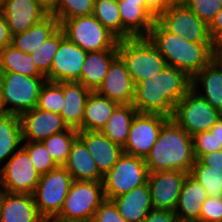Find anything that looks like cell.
Returning a JSON list of instances; mask_svg holds the SVG:
<instances>
[{
  "label": "cell",
  "instance_id": "cb8c5ba5",
  "mask_svg": "<svg viewBox=\"0 0 222 222\" xmlns=\"http://www.w3.org/2000/svg\"><path fill=\"white\" fill-rule=\"evenodd\" d=\"M62 90L65 107L60 116L69 128L78 130L82 126L86 101L92 91L78 81H63Z\"/></svg>",
  "mask_w": 222,
  "mask_h": 222
},
{
  "label": "cell",
  "instance_id": "ab89813d",
  "mask_svg": "<svg viewBox=\"0 0 222 222\" xmlns=\"http://www.w3.org/2000/svg\"><path fill=\"white\" fill-rule=\"evenodd\" d=\"M184 4L207 26L222 9V0H186Z\"/></svg>",
  "mask_w": 222,
  "mask_h": 222
},
{
  "label": "cell",
  "instance_id": "d590c367",
  "mask_svg": "<svg viewBox=\"0 0 222 222\" xmlns=\"http://www.w3.org/2000/svg\"><path fill=\"white\" fill-rule=\"evenodd\" d=\"M189 175L205 188L208 196L222 197V171L212 169L195 159Z\"/></svg>",
  "mask_w": 222,
  "mask_h": 222
},
{
  "label": "cell",
  "instance_id": "f5cc1de1",
  "mask_svg": "<svg viewBox=\"0 0 222 222\" xmlns=\"http://www.w3.org/2000/svg\"><path fill=\"white\" fill-rule=\"evenodd\" d=\"M44 222H79V221H68V220H63L60 218L55 217H50L47 219H44Z\"/></svg>",
  "mask_w": 222,
  "mask_h": 222
},
{
  "label": "cell",
  "instance_id": "6f0895ef",
  "mask_svg": "<svg viewBox=\"0 0 222 222\" xmlns=\"http://www.w3.org/2000/svg\"><path fill=\"white\" fill-rule=\"evenodd\" d=\"M117 1L144 2V0H117Z\"/></svg>",
  "mask_w": 222,
  "mask_h": 222
},
{
  "label": "cell",
  "instance_id": "7402d4cb",
  "mask_svg": "<svg viewBox=\"0 0 222 222\" xmlns=\"http://www.w3.org/2000/svg\"><path fill=\"white\" fill-rule=\"evenodd\" d=\"M0 222H44L32 194L6 192L0 208Z\"/></svg>",
  "mask_w": 222,
  "mask_h": 222
},
{
  "label": "cell",
  "instance_id": "74e56055",
  "mask_svg": "<svg viewBox=\"0 0 222 222\" xmlns=\"http://www.w3.org/2000/svg\"><path fill=\"white\" fill-rule=\"evenodd\" d=\"M94 11V0H59L50 12L59 22L78 16H89Z\"/></svg>",
  "mask_w": 222,
  "mask_h": 222
},
{
  "label": "cell",
  "instance_id": "52a82bcc",
  "mask_svg": "<svg viewBox=\"0 0 222 222\" xmlns=\"http://www.w3.org/2000/svg\"><path fill=\"white\" fill-rule=\"evenodd\" d=\"M103 183L73 180L57 218L91 222L95 211L105 201Z\"/></svg>",
  "mask_w": 222,
  "mask_h": 222
},
{
  "label": "cell",
  "instance_id": "f1b7e54d",
  "mask_svg": "<svg viewBox=\"0 0 222 222\" xmlns=\"http://www.w3.org/2000/svg\"><path fill=\"white\" fill-rule=\"evenodd\" d=\"M58 28V20L49 13L27 31L12 36V45L24 53L31 54Z\"/></svg>",
  "mask_w": 222,
  "mask_h": 222
},
{
  "label": "cell",
  "instance_id": "5bb4252c",
  "mask_svg": "<svg viewBox=\"0 0 222 222\" xmlns=\"http://www.w3.org/2000/svg\"><path fill=\"white\" fill-rule=\"evenodd\" d=\"M187 175L180 170L149 172L147 183L152 197V209L175 211Z\"/></svg>",
  "mask_w": 222,
  "mask_h": 222
},
{
  "label": "cell",
  "instance_id": "836d02e7",
  "mask_svg": "<svg viewBox=\"0 0 222 222\" xmlns=\"http://www.w3.org/2000/svg\"><path fill=\"white\" fill-rule=\"evenodd\" d=\"M78 137V130H68L56 133L46 138L42 143L58 166H63L67 161L71 146Z\"/></svg>",
  "mask_w": 222,
  "mask_h": 222
},
{
  "label": "cell",
  "instance_id": "ac0fdd59",
  "mask_svg": "<svg viewBox=\"0 0 222 222\" xmlns=\"http://www.w3.org/2000/svg\"><path fill=\"white\" fill-rule=\"evenodd\" d=\"M96 92L118 104H132L135 84L125 63L118 56L110 65L108 72Z\"/></svg>",
  "mask_w": 222,
  "mask_h": 222
},
{
  "label": "cell",
  "instance_id": "9c48e42d",
  "mask_svg": "<svg viewBox=\"0 0 222 222\" xmlns=\"http://www.w3.org/2000/svg\"><path fill=\"white\" fill-rule=\"evenodd\" d=\"M72 182V176L63 166L40 176L32 195L38 213L44 219L60 213Z\"/></svg>",
  "mask_w": 222,
  "mask_h": 222
},
{
  "label": "cell",
  "instance_id": "681fc988",
  "mask_svg": "<svg viewBox=\"0 0 222 222\" xmlns=\"http://www.w3.org/2000/svg\"><path fill=\"white\" fill-rule=\"evenodd\" d=\"M222 30V9L217 13L214 20L208 26V31L211 39Z\"/></svg>",
  "mask_w": 222,
  "mask_h": 222
},
{
  "label": "cell",
  "instance_id": "9a60e30c",
  "mask_svg": "<svg viewBox=\"0 0 222 222\" xmlns=\"http://www.w3.org/2000/svg\"><path fill=\"white\" fill-rule=\"evenodd\" d=\"M86 55V51L65 37L54 56L50 72L45 76L46 80L51 82H80L81 69Z\"/></svg>",
  "mask_w": 222,
  "mask_h": 222
},
{
  "label": "cell",
  "instance_id": "30bf717a",
  "mask_svg": "<svg viewBox=\"0 0 222 222\" xmlns=\"http://www.w3.org/2000/svg\"><path fill=\"white\" fill-rule=\"evenodd\" d=\"M222 114L190 89L175 105L172 119L190 136L209 131Z\"/></svg>",
  "mask_w": 222,
  "mask_h": 222
},
{
  "label": "cell",
  "instance_id": "60d3db41",
  "mask_svg": "<svg viewBox=\"0 0 222 222\" xmlns=\"http://www.w3.org/2000/svg\"><path fill=\"white\" fill-rule=\"evenodd\" d=\"M192 139L195 159H199L204 154L222 150V148H217L215 134L210 131L199 132L192 136Z\"/></svg>",
  "mask_w": 222,
  "mask_h": 222
},
{
  "label": "cell",
  "instance_id": "8d00e7d4",
  "mask_svg": "<svg viewBox=\"0 0 222 222\" xmlns=\"http://www.w3.org/2000/svg\"><path fill=\"white\" fill-rule=\"evenodd\" d=\"M65 107L62 82L47 81L41 87L37 108L61 114Z\"/></svg>",
  "mask_w": 222,
  "mask_h": 222
},
{
  "label": "cell",
  "instance_id": "ba28073f",
  "mask_svg": "<svg viewBox=\"0 0 222 222\" xmlns=\"http://www.w3.org/2000/svg\"><path fill=\"white\" fill-rule=\"evenodd\" d=\"M148 174L145 159L123 153L112 169L103 176L105 198L112 200L146 184Z\"/></svg>",
  "mask_w": 222,
  "mask_h": 222
},
{
  "label": "cell",
  "instance_id": "ee69618b",
  "mask_svg": "<svg viewBox=\"0 0 222 222\" xmlns=\"http://www.w3.org/2000/svg\"><path fill=\"white\" fill-rule=\"evenodd\" d=\"M147 222H181L174 211L152 209L146 216Z\"/></svg>",
  "mask_w": 222,
  "mask_h": 222
},
{
  "label": "cell",
  "instance_id": "8992f818",
  "mask_svg": "<svg viewBox=\"0 0 222 222\" xmlns=\"http://www.w3.org/2000/svg\"><path fill=\"white\" fill-rule=\"evenodd\" d=\"M59 27L70 42L86 52L118 49L119 39L93 15L63 20Z\"/></svg>",
  "mask_w": 222,
  "mask_h": 222
},
{
  "label": "cell",
  "instance_id": "4dcf8cb0",
  "mask_svg": "<svg viewBox=\"0 0 222 222\" xmlns=\"http://www.w3.org/2000/svg\"><path fill=\"white\" fill-rule=\"evenodd\" d=\"M136 113L137 110L132 104H119L101 132L112 142L123 147Z\"/></svg>",
  "mask_w": 222,
  "mask_h": 222
},
{
  "label": "cell",
  "instance_id": "5b68a950",
  "mask_svg": "<svg viewBox=\"0 0 222 222\" xmlns=\"http://www.w3.org/2000/svg\"><path fill=\"white\" fill-rule=\"evenodd\" d=\"M3 113L20 116L37 107L46 77H29L20 73L0 72Z\"/></svg>",
  "mask_w": 222,
  "mask_h": 222
},
{
  "label": "cell",
  "instance_id": "b9f144b4",
  "mask_svg": "<svg viewBox=\"0 0 222 222\" xmlns=\"http://www.w3.org/2000/svg\"><path fill=\"white\" fill-rule=\"evenodd\" d=\"M200 222H222V197L206 198L201 207Z\"/></svg>",
  "mask_w": 222,
  "mask_h": 222
},
{
  "label": "cell",
  "instance_id": "f35d334b",
  "mask_svg": "<svg viewBox=\"0 0 222 222\" xmlns=\"http://www.w3.org/2000/svg\"><path fill=\"white\" fill-rule=\"evenodd\" d=\"M21 147L28 153L40 176L59 167L42 142L22 141Z\"/></svg>",
  "mask_w": 222,
  "mask_h": 222
},
{
  "label": "cell",
  "instance_id": "f907efd6",
  "mask_svg": "<svg viewBox=\"0 0 222 222\" xmlns=\"http://www.w3.org/2000/svg\"><path fill=\"white\" fill-rule=\"evenodd\" d=\"M212 134H215L217 139V148H222V116L209 130Z\"/></svg>",
  "mask_w": 222,
  "mask_h": 222
},
{
  "label": "cell",
  "instance_id": "11a10c76",
  "mask_svg": "<svg viewBox=\"0 0 222 222\" xmlns=\"http://www.w3.org/2000/svg\"><path fill=\"white\" fill-rule=\"evenodd\" d=\"M171 5L172 4H184L186 0H167Z\"/></svg>",
  "mask_w": 222,
  "mask_h": 222
},
{
  "label": "cell",
  "instance_id": "db71d44e",
  "mask_svg": "<svg viewBox=\"0 0 222 222\" xmlns=\"http://www.w3.org/2000/svg\"><path fill=\"white\" fill-rule=\"evenodd\" d=\"M5 193H6V190L3 188V186L1 185V182H0V208H1L2 199L5 195Z\"/></svg>",
  "mask_w": 222,
  "mask_h": 222
},
{
  "label": "cell",
  "instance_id": "9f6ffc18",
  "mask_svg": "<svg viewBox=\"0 0 222 222\" xmlns=\"http://www.w3.org/2000/svg\"><path fill=\"white\" fill-rule=\"evenodd\" d=\"M3 113L2 102H1V78H0V114Z\"/></svg>",
  "mask_w": 222,
  "mask_h": 222
},
{
  "label": "cell",
  "instance_id": "d6a6232c",
  "mask_svg": "<svg viewBox=\"0 0 222 222\" xmlns=\"http://www.w3.org/2000/svg\"><path fill=\"white\" fill-rule=\"evenodd\" d=\"M92 15L119 40H122V21L117 0H94Z\"/></svg>",
  "mask_w": 222,
  "mask_h": 222
},
{
  "label": "cell",
  "instance_id": "e0dca14e",
  "mask_svg": "<svg viewBox=\"0 0 222 222\" xmlns=\"http://www.w3.org/2000/svg\"><path fill=\"white\" fill-rule=\"evenodd\" d=\"M0 9L12 36L27 31L49 14L35 0H1Z\"/></svg>",
  "mask_w": 222,
  "mask_h": 222
},
{
  "label": "cell",
  "instance_id": "c3c4849f",
  "mask_svg": "<svg viewBox=\"0 0 222 222\" xmlns=\"http://www.w3.org/2000/svg\"><path fill=\"white\" fill-rule=\"evenodd\" d=\"M211 44L214 58H222V30L211 39Z\"/></svg>",
  "mask_w": 222,
  "mask_h": 222
},
{
  "label": "cell",
  "instance_id": "83f0119b",
  "mask_svg": "<svg viewBox=\"0 0 222 222\" xmlns=\"http://www.w3.org/2000/svg\"><path fill=\"white\" fill-rule=\"evenodd\" d=\"M119 104L92 91L85 105L82 126L78 131H101Z\"/></svg>",
  "mask_w": 222,
  "mask_h": 222
},
{
  "label": "cell",
  "instance_id": "3957f363",
  "mask_svg": "<svg viewBox=\"0 0 222 222\" xmlns=\"http://www.w3.org/2000/svg\"><path fill=\"white\" fill-rule=\"evenodd\" d=\"M168 66L184 70L191 78L213 58L211 42L193 43L169 33L157 20L148 35Z\"/></svg>",
  "mask_w": 222,
  "mask_h": 222
},
{
  "label": "cell",
  "instance_id": "2e32d148",
  "mask_svg": "<svg viewBox=\"0 0 222 222\" xmlns=\"http://www.w3.org/2000/svg\"><path fill=\"white\" fill-rule=\"evenodd\" d=\"M19 117L22 141L42 142L53 134L69 129L60 114L37 107Z\"/></svg>",
  "mask_w": 222,
  "mask_h": 222
},
{
  "label": "cell",
  "instance_id": "816d5d0a",
  "mask_svg": "<svg viewBox=\"0 0 222 222\" xmlns=\"http://www.w3.org/2000/svg\"><path fill=\"white\" fill-rule=\"evenodd\" d=\"M42 7H44L49 13L55 8L59 0H35Z\"/></svg>",
  "mask_w": 222,
  "mask_h": 222
},
{
  "label": "cell",
  "instance_id": "277c9868",
  "mask_svg": "<svg viewBox=\"0 0 222 222\" xmlns=\"http://www.w3.org/2000/svg\"><path fill=\"white\" fill-rule=\"evenodd\" d=\"M117 48L135 85L159 74L167 66L165 58L148 37L119 40Z\"/></svg>",
  "mask_w": 222,
  "mask_h": 222
},
{
  "label": "cell",
  "instance_id": "d6986e66",
  "mask_svg": "<svg viewBox=\"0 0 222 222\" xmlns=\"http://www.w3.org/2000/svg\"><path fill=\"white\" fill-rule=\"evenodd\" d=\"M191 89L222 114V58H213L196 73Z\"/></svg>",
  "mask_w": 222,
  "mask_h": 222
},
{
  "label": "cell",
  "instance_id": "484cf974",
  "mask_svg": "<svg viewBox=\"0 0 222 222\" xmlns=\"http://www.w3.org/2000/svg\"><path fill=\"white\" fill-rule=\"evenodd\" d=\"M151 193L148 183L112 199L119 214L127 222L145 219L152 210Z\"/></svg>",
  "mask_w": 222,
  "mask_h": 222
},
{
  "label": "cell",
  "instance_id": "4fadbf2b",
  "mask_svg": "<svg viewBox=\"0 0 222 222\" xmlns=\"http://www.w3.org/2000/svg\"><path fill=\"white\" fill-rule=\"evenodd\" d=\"M156 20L169 33L190 42H211L208 26L185 4L170 5Z\"/></svg>",
  "mask_w": 222,
  "mask_h": 222
},
{
  "label": "cell",
  "instance_id": "680465c9",
  "mask_svg": "<svg viewBox=\"0 0 222 222\" xmlns=\"http://www.w3.org/2000/svg\"><path fill=\"white\" fill-rule=\"evenodd\" d=\"M136 222H147L145 219H142V220H138Z\"/></svg>",
  "mask_w": 222,
  "mask_h": 222
},
{
  "label": "cell",
  "instance_id": "6da1fadb",
  "mask_svg": "<svg viewBox=\"0 0 222 222\" xmlns=\"http://www.w3.org/2000/svg\"><path fill=\"white\" fill-rule=\"evenodd\" d=\"M192 78L184 71L165 66L159 74L135 85L132 105L139 113L172 117L175 105L191 89Z\"/></svg>",
  "mask_w": 222,
  "mask_h": 222
},
{
  "label": "cell",
  "instance_id": "e575fe53",
  "mask_svg": "<svg viewBox=\"0 0 222 222\" xmlns=\"http://www.w3.org/2000/svg\"><path fill=\"white\" fill-rule=\"evenodd\" d=\"M64 38V32L59 27L46 39L41 47L30 54L36 67L44 76L50 72L54 56L57 53L60 43Z\"/></svg>",
  "mask_w": 222,
  "mask_h": 222
},
{
  "label": "cell",
  "instance_id": "8fae6325",
  "mask_svg": "<svg viewBox=\"0 0 222 222\" xmlns=\"http://www.w3.org/2000/svg\"><path fill=\"white\" fill-rule=\"evenodd\" d=\"M39 179L40 174L22 147L0 167V182L8 193L33 194Z\"/></svg>",
  "mask_w": 222,
  "mask_h": 222
},
{
  "label": "cell",
  "instance_id": "44dd1931",
  "mask_svg": "<svg viewBox=\"0 0 222 222\" xmlns=\"http://www.w3.org/2000/svg\"><path fill=\"white\" fill-rule=\"evenodd\" d=\"M118 9L122 39L148 37L156 20L145 10V2L118 1Z\"/></svg>",
  "mask_w": 222,
  "mask_h": 222
},
{
  "label": "cell",
  "instance_id": "7a4b0ae2",
  "mask_svg": "<svg viewBox=\"0 0 222 222\" xmlns=\"http://www.w3.org/2000/svg\"><path fill=\"white\" fill-rule=\"evenodd\" d=\"M145 162L149 172L180 170L189 174L195 162L192 136L169 118Z\"/></svg>",
  "mask_w": 222,
  "mask_h": 222
},
{
  "label": "cell",
  "instance_id": "f6af8a7d",
  "mask_svg": "<svg viewBox=\"0 0 222 222\" xmlns=\"http://www.w3.org/2000/svg\"><path fill=\"white\" fill-rule=\"evenodd\" d=\"M145 10L156 20L171 4L167 0H144Z\"/></svg>",
  "mask_w": 222,
  "mask_h": 222
},
{
  "label": "cell",
  "instance_id": "603a6c76",
  "mask_svg": "<svg viewBox=\"0 0 222 222\" xmlns=\"http://www.w3.org/2000/svg\"><path fill=\"white\" fill-rule=\"evenodd\" d=\"M207 197L205 188L188 174L174 212L181 222H200L201 207Z\"/></svg>",
  "mask_w": 222,
  "mask_h": 222
},
{
  "label": "cell",
  "instance_id": "1f68e13d",
  "mask_svg": "<svg viewBox=\"0 0 222 222\" xmlns=\"http://www.w3.org/2000/svg\"><path fill=\"white\" fill-rule=\"evenodd\" d=\"M0 72L20 73L29 77H45L36 67L31 55L12 44L0 50Z\"/></svg>",
  "mask_w": 222,
  "mask_h": 222
},
{
  "label": "cell",
  "instance_id": "4316f807",
  "mask_svg": "<svg viewBox=\"0 0 222 222\" xmlns=\"http://www.w3.org/2000/svg\"><path fill=\"white\" fill-rule=\"evenodd\" d=\"M118 57V49L87 52L80 74V82L96 91L103 82L111 63Z\"/></svg>",
  "mask_w": 222,
  "mask_h": 222
},
{
  "label": "cell",
  "instance_id": "7c38bea8",
  "mask_svg": "<svg viewBox=\"0 0 222 222\" xmlns=\"http://www.w3.org/2000/svg\"><path fill=\"white\" fill-rule=\"evenodd\" d=\"M168 119L169 117L161 114L137 112L123 146L124 153L146 159L157 141L160 129Z\"/></svg>",
  "mask_w": 222,
  "mask_h": 222
},
{
  "label": "cell",
  "instance_id": "ffe728a7",
  "mask_svg": "<svg viewBox=\"0 0 222 222\" xmlns=\"http://www.w3.org/2000/svg\"><path fill=\"white\" fill-rule=\"evenodd\" d=\"M78 138L85 144L103 176L124 153L123 147L112 142L101 131H78Z\"/></svg>",
  "mask_w": 222,
  "mask_h": 222
},
{
  "label": "cell",
  "instance_id": "f546056e",
  "mask_svg": "<svg viewBox=\"0 0 222 222\" xmlns=\"http://www.w3.org/2000/svg\"><path fill=\"white\" fill-rule=\"evenodd\" d=\"M22 145L20 117L0 114V167L6 163Z\"/></svg>",
  "mask_w": 222,
  "mask_h": 222
},
{
  "label": "cell",
  "instance_id": "7bdbcfd3",
  "mask_svg": "<svg viewBox=\"0 0 222 222\" xmlns=\"http://www.w3.org/2000/svg\"><path fill=\"white\" fill-rule=\"evenodd\" d=\"M91 222H127L118 211L112 200L105 201L95 211Z\"/></svg>",
  "mask_w": 222,
  "mask_h": 222
},
{
  "label": "cell",
  "instance_id": "bcb514c9",
  "mask_svg": "<svg viewBox=\"0 0 222 222\" xmlns=\"http://www.w3.org/2000/svg\"><path fill=\"white\" fill-rule=\"evenodd\" d=\"M199 160L217 171H222V150L202 155Z\"/></svg>",
  "mask_w": 222,
  "mask_h": 222
},
{
  "label": "cell",
  "instance_id": "7dc6e473",
  "mask_svg": "<svg viewBox=\"0 0 222 222\" xmlns=\"http://www.w3.org/2000/svg\"><path fill=\"white\" fill-rule=\"evenodd\" d=\"M12 44V35L5 16L0 9V50Z\"/></svg>",
  "mask_w": 222,
  "mask_h": 222
},
{
  "label": "cell",
  "instance_id": "d4e9b609",
  "mask_svg": "<svg viewBox=\"0 0 222 222\" xmlns=\"http://www.w3.org/2000/svg\"><path fill=\"white\" fill-rule=\"evenodd\" d=\"M63 167L70 173L73 180L103 181V175L99 172L97 164L85 144L78 137L73 142Z\"/></svg>",
  "mask_w": 222,
  "mask_h": 222
}]
</instances>
